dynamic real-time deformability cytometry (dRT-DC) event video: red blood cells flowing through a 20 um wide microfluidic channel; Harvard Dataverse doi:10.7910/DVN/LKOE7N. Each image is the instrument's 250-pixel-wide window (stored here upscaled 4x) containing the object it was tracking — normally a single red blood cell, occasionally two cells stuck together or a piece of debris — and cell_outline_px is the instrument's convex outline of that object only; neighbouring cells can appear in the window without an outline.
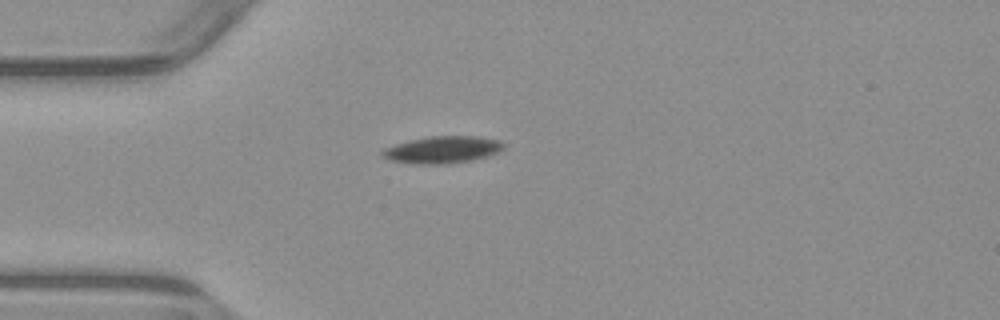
{"species": "common noctule bat (a hibernating species)", "species_latin": "Nyctalus noctula", "temperature_condition": "warm", "stored_images_in_passage": 1, "camera_frame_rate_fps": 3000, "um_per_image_px": 0.085, "animal": {"sex": "male", "body_mass_g": 23.1, "forearm_length_mm": 52.7}, "frame": {"image": 1, "passage_image": 1, "time_ms": 0.0, "image_size_px": [1000, 320], "cell_outline_px": [[504, 148], [500, 152], [488, 156], [448, 164], [416, 164], [392, 160], [384, 156], [380, 152], [384, 148], [396, 144], [412, 140], [432, 136], [476, 136], [500, 140], [504, 144]], "centroid_in_image_um": [37.66, 12.72], "position_along_channel_um": 47.3, "area_um2": 18.9}}